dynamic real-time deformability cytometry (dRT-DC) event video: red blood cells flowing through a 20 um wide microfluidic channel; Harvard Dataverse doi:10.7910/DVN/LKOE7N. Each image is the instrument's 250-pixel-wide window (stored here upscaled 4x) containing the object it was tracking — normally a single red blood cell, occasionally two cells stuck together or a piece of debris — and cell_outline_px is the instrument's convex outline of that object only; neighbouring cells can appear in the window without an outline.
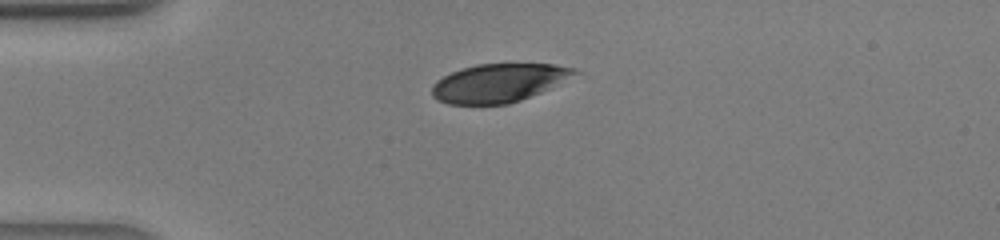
{"species": "human", "species_latin": "Homo sapiens", "temperature_condition": "warm", "stored_images_in_passage": 32, "camera_frame_rate_fps": 3000, "um_per_image_px": 0.085, "donor": {"sex": "male"}, "frame": {"image": 1, "passage_image": 1, "time_ms": 0.0, "image_size_px": [1000, 240], "cell_outline_px": [[580, 72], [540, 92], [520, 100], [508, 104], [448, 104], [436, 100], [432, 96], [432, 84], [436, 80], [452, 72], [476, 64], [552, 64], [576, 68]], "centroid_in_image_um": [42.34, 7.05], "position_along_channel_um": 42.7, "area_um2": 31.62}}
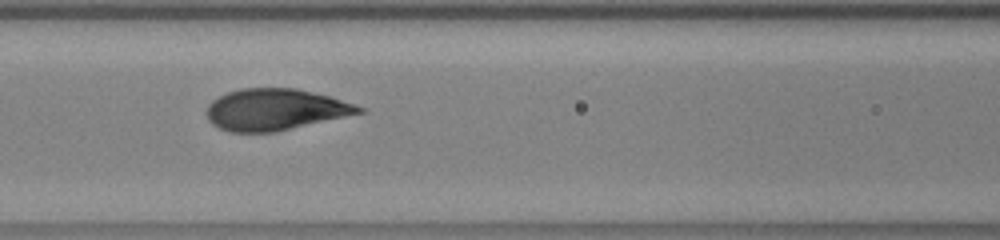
{"frame": {"image": 2, "passage_image": 9, "time_ms": 2.667, "image_size_px": [1000, 240], "cell_outline_px": [[364, 112], [272, 132], [232, 132], [220, 128], [212, 124], [208, 120], [204, 112], [208, 104], [212, 100], [228, 92], [244, 88], [296, 88], [332, 96], [364, 108]], "centroid_in_image_um": [23.35, 9.3], "position_along_channel_um": 143.3, "area_um2": 36.53}}
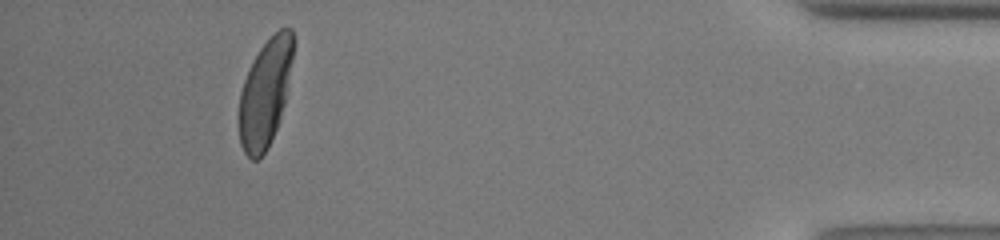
{"frame": {"image": 3, "passage_image": 29, "time_ms": 9.333, "image_size_px": [1000, 240], "cell_outline_px": [[292, 60], [284, 104], [276, 128], [268, 148], [256, 160], [252, 160], [244, 152], [240, 144], [240, 92], [244, 80], [260, 48], [280, 28], [292, 28]], "centroid_in_image_um": [22.53, 7.93], "position_along_channel_um": 412.7, "area_um2": 32.89}}